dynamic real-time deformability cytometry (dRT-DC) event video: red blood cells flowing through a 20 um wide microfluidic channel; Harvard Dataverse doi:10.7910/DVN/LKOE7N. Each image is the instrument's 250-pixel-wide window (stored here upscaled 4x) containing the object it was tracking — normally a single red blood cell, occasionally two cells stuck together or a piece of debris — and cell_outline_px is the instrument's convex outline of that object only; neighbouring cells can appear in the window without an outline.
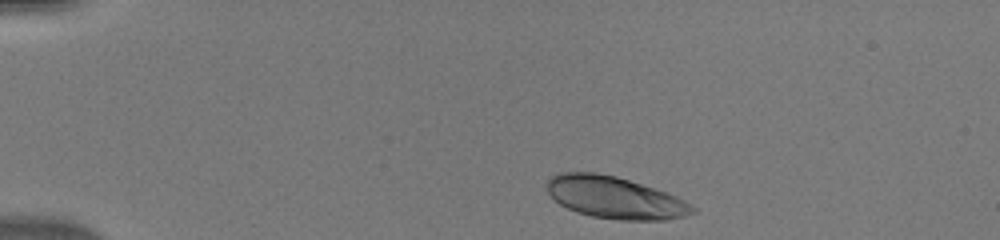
{"species": "human", "species_latin": "Homo sapiens", "temperature_condition": "warm", "stored_images_in_passage": 42, "camera_frame_rate_fps": 3000, "um_per_image_px": 0.085, "donor": {"sex": "male"}, "frame": {"image": 1, "passage_image": 2, "time_ms": 0.333, "image_size_px": [1000, 240], "cell_outline_px": [[696, 212], [684, 216], [664, 220], [616, 220], [592, 216], [576, 212], [560, 204], [548, 192], [548, 176], [560, 172], [596, 172], [616, 176], [676, 196], [684, 200], [696, 208]], "centroid_in_image_um": [52.24, 16.8], "position_along_channel_um": 32.8, "area_um2": 35.37}}
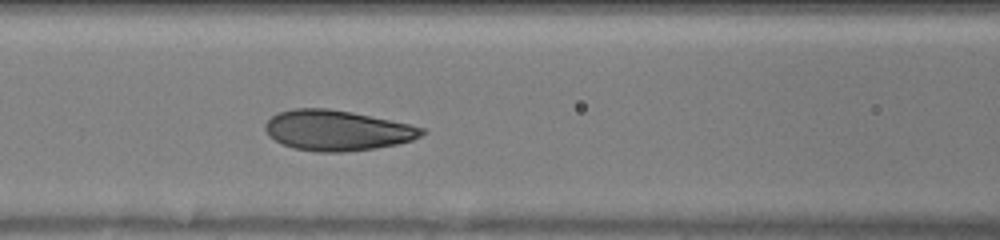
{"frame": {"image": 2, "passage_image": 15, "time_ms": 4.667, "image_size_px": [1000, 240], "cell_outline_px": [[428, 132], [412, 140], [396, 144], [376, 148], [344, 152], [316, 152], [292, 148], [268, 136], [264, 128], [264, 124], [272, 116], [280, 112], [292, 108], [328, 108], [352, 112], [408, 124], [424, 128]], "centroid_in_image_um": [28.63, 11.08], "position_along_channel_um": 138.0, "area_um2": 36.82}}
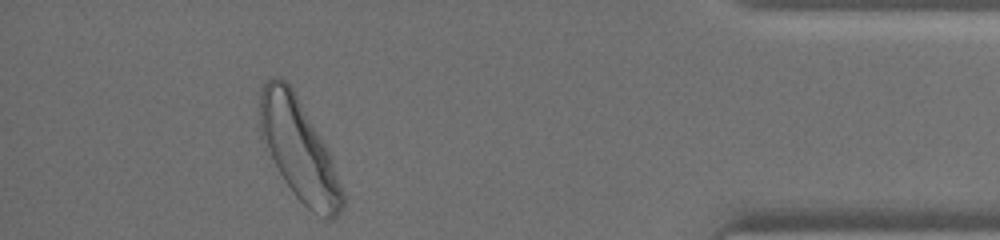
{"frame": {"image": 3, "passage_image": 38, "time_ms": 12.333, "image_size_px": [1000, 240], "cell_outline_px": [[344, 204], [340, 212], [332, 220], [328, 220], [312, 212], [296, 196], [284, 180], [260, 136], [260, 88], [272, 76], [284, 80], [292, 88], [324, 144], [332, 160], [344, 192]], "centroid_in_image_um": [25.41, 12.75], "position_along_channel_um": 409.8, "area_um2": 47.51}}